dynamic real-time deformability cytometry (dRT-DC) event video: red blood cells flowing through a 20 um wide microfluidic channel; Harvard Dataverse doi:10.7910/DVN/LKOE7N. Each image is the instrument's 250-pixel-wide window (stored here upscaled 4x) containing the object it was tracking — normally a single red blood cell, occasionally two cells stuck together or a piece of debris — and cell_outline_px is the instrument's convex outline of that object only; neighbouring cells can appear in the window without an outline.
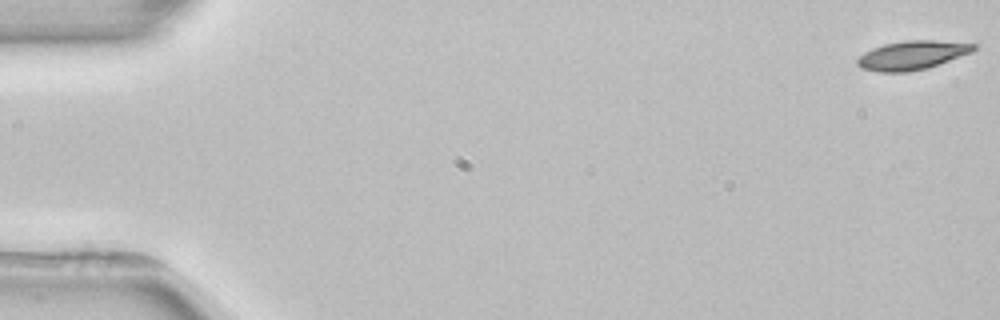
{"species": "common noctule bat (a hibernating species)", "species_latin": "Nyctalus noctula", "temperature_condition": "room temperature", "stored_images_in_passage": 5, "camera_frame_rate_fps": 3000, "um_per_image_px": 0.085, "animal": {"sex": "female", "body_mass_g": 22.7, "forearm_length_mm": 54.2}, "frame": {"image": 1, "passage_image": 1, "time_ms": 0.0, "image_size_px": [1000, 320], "cell_outline_px": [[980, 44], [972, 52], [928, 68], [908, 72], [876, 72], [860, 68], [856, 64], [856, 60], [864, 52], [872, 48], [884, 44], [904, 40], [932, 40]], "centroid_in_image_um": [77.52, 4.69], "position_along_channel_um": 7.5, "area_um2": 19.77}}
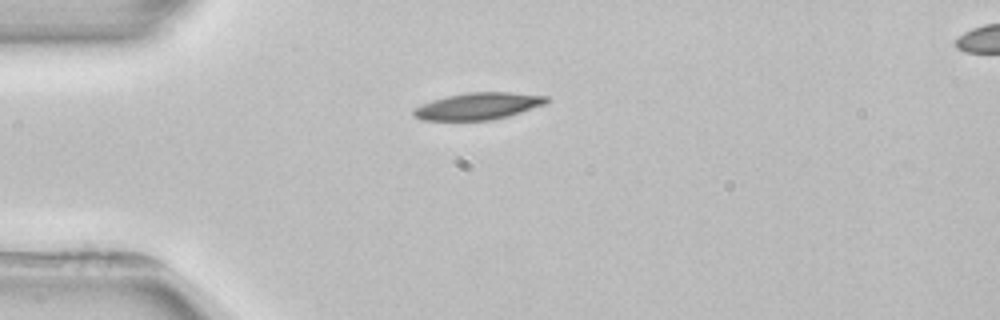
{"frame": {"image": 2, "passage_image": 4, "time_ms": 4.333, "image_size_px": [1000, 320], "cell_outline_px": [[548, 100], [544, 104], [508, 116], [492, 120], [420, 120], [412, 112], [412, 108], [432, 100], [448, 96], [468, 92], [512, 92], [548, 96]], "centroid_in_image_um": [40.62, 9.02], "position_along_channel_um": 44.4, "area_um2": 20.69}}